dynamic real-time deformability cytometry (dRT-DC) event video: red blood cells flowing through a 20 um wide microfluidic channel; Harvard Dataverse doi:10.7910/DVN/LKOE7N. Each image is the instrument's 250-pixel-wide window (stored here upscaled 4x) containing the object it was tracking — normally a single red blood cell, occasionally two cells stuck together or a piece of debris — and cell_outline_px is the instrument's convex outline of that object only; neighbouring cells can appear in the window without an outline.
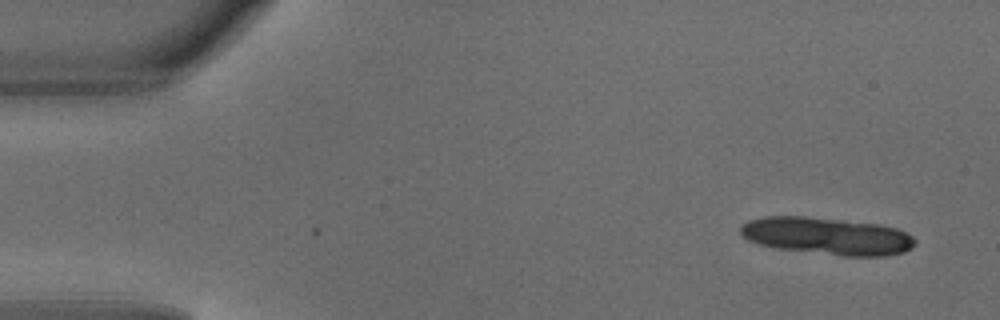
{"species": "common noctule bat (a hibernating species)", "species_latin": "Nyctalus noctula", "temperature_condition": "warm", "stored_images_in_passage": 5, "segment_of_instrument_passage": [1, 2], "camera_frame_rate_fps": 3000, "um_per_image_px": 0.085, "animal": {"sex": "male", "body_mass_g": 18.8}, "frame": {"image": 1, "passage_image": 1, "time_ms": 0.0, "image_size_px": [1000, 320], "cell_outline_px": [[916, 244], [912, 248], [904, 252], [884, 256], [844, 256], [776, 248], [760, 244], [748, 240], [740, 232], [740, 224], [748, 220], [764, 216], [804, 216], [880, 224], [896, 228], [908, 232], [916, 240]], "centroid_in_image_um": [70.32, 20.06], "position_along_channel_um": 14.7, "area_um2": 38.15}}